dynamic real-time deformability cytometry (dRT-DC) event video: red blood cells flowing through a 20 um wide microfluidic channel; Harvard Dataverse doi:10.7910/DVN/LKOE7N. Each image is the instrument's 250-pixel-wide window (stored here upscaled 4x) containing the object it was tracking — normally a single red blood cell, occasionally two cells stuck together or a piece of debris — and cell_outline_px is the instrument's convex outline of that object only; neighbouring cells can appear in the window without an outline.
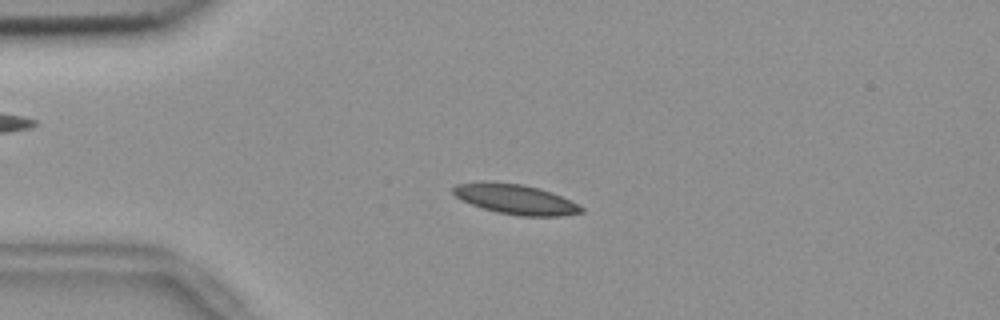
{"species": "common noctule bat (a hibernating species)", "species_latin": "Nyctalus noctula", "temperature_condition": "room temperature", "stored_images_in_passage": 55, "camera_frame_rate_fps": 3000, "um_per_image_px": 0.085, "animal": {"sex": "female", "body_mass_g": 18.4}, "frame": {"image": 1, "passage_image": 13, "time_ms": 4.0, "image_size_px": [1000, 320], "cell_outline_px": [[584, 212], [560, 216], [516, 216], [496, 212], [460, 200], [452, 192], [452, 188], [456, 184], [480, 180], [488, 180], [524, 184], [540, 188], [552, 192], [584, 208]], "centroid_in_image_um": [43.76, 16.91], "position_along_channel_um": 41.2, "area_um2": 22.72}}
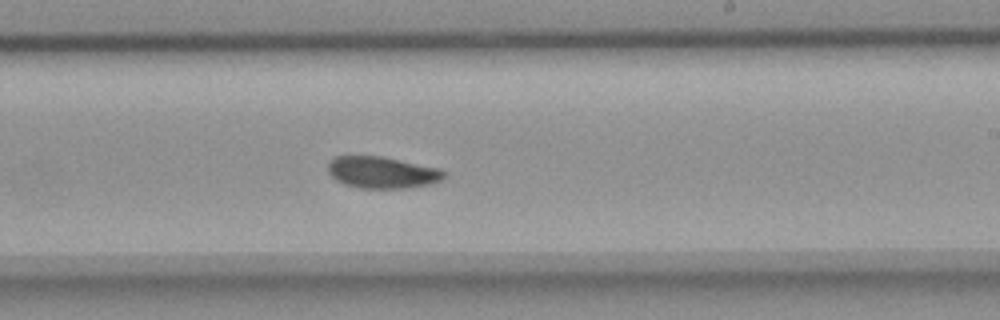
{"frame": {"image": 2, "passage_image": 33, "time_ms": 10.667, "image_size_px": [1000, 320], "cell_outline_px": [[448, 172], [440, 180], [432, 184], [408, 188], [360, 188], [344, 184], [336, 180], [328, 172], [328, 160], [336, 156], [384, 156], [440, 168]], "centroid_in_image_um": [32.5, 14.65], "position_along_channel_um": 256.5, "area_um2": 21.73}}
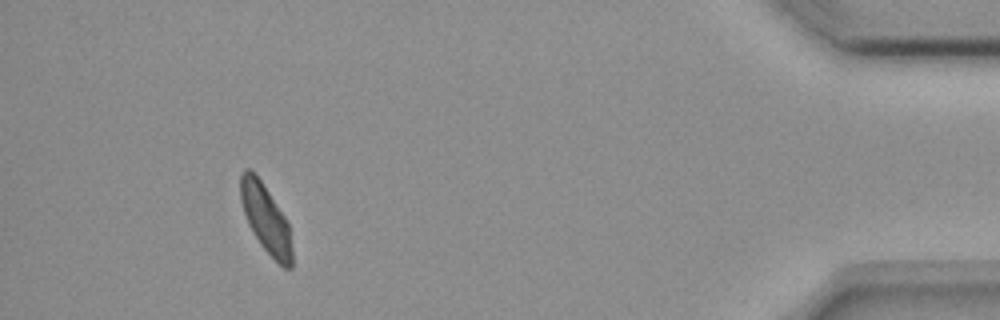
{"frame": {"image": 3, "passage_image": 51, "time_ms": 16.667, "image_size_px": [1000, 320], "cell_outline_px": [[292, 268], [284, 268], [260, 244], [248, 224], [240, 200], [240, 172], [244, 168], [248, 168], [260, 180], [284, 216], [288, 224], [292, 248]], "centroid_in_image_um": [22.57, 18.59], "position_along_channel_um": 412.6, "area_um2": 20.06}, "authors_computed_cell_mechanics": {"area_um2": 21.5016, "velocity_mm_per_s": 3.6346, "shape_relaxation_time_tau1_ms": 8.2497, "shape_relaxation_time_tau2_ms": 3.694, "deformation_change_tau1": 0.1657, "deformation_change_tau2": 0.0756}}